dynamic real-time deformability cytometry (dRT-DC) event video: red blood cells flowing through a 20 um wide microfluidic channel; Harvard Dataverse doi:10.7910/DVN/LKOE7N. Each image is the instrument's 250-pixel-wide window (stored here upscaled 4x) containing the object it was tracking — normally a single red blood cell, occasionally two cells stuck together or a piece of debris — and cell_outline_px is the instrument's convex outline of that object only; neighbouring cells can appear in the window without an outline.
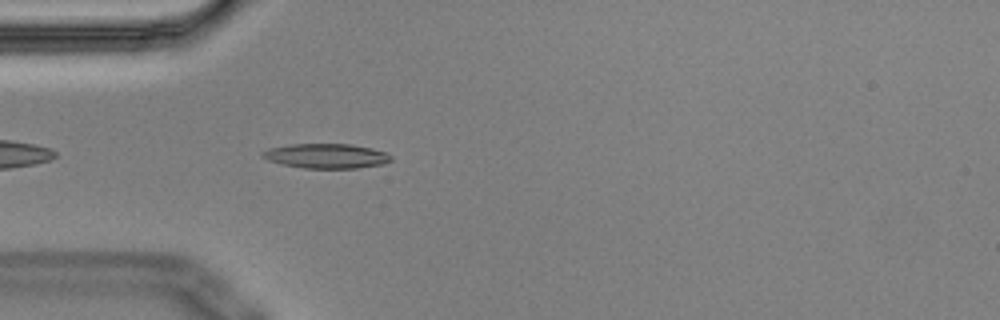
{"species": "Egyptian fruit bat (a non-hibernating species)", "species_latin": "Rousettus aegyptiacus", "temperature_condition": "cold", "stored_images_in_passage": 5, "camera_frame_rate_fps": 3000, "um_per_image_px": 0.085, "animal": {"sex": "male"}, "frame": {"image": 1, "passage_image": 5, "time_ms": 1.333, "image_size_px": [1000, 320], "cell_outline_px": [[392, 160], [384, 164], [356, 168], [304, 168], [284, 164], [268, 160], [260, 156], [260, 152], [268, 148], [288, 144], [352, 144], [372, 148], [384, 152], [392, 156]], "centroid_in_image_um": [27.72, 13.25], "position_along_channel_um": 57.3, "area_um2": 18.55}}